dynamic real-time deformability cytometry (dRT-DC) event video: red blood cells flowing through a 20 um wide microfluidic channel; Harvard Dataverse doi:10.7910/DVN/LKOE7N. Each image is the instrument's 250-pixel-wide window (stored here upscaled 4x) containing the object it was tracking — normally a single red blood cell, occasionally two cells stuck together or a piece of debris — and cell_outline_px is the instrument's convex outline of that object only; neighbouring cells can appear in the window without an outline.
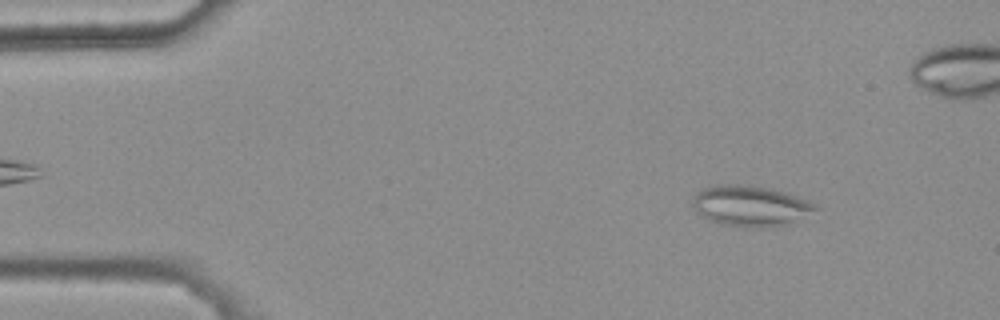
{"species": "common noctule bat (a hibernating species)", "species_latin": "Nyctalus noctula", "temperature_condition": "warm", "stored_images_in_passage": 45, "camera_frame_rate_fps": 3000, "um_per_image_px": 0.085, "animal": {"sex": "female", "body_mass_g": 25.1}, "frame": {"image": 1, "passage_image": 6, "time_ms": 1.667, "image_size_px": [1000, 320], "cell_outline_px": [[820, 208], [788, 220], [776, 224], [756, 228], [724, 224], [708, 220], [696, 212], [692, 204], [692, 196], [696, 192], [704, 188], [716, 184], [748, 184], [768, 188], [784, 192], [808, 200]], "centroid_in_image_um": [63.64, 17.45], "position_along_channel_um": 21.4, "area_um2": 28.26}}
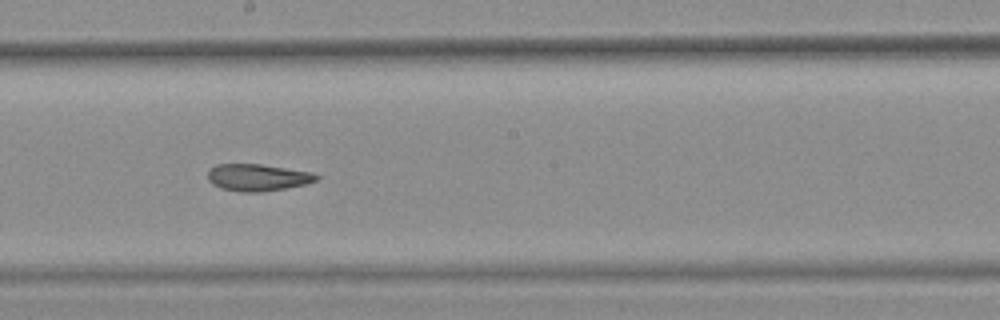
{"frame": {"image": 2, "passage_image": 29, "time_ms": 9.333, "image_size_px": [1000, 320], "cell_outline_px": [[320, 176], [316, 180], [308, 184], [260, 192], [244, 192], [220, 188], [212, 184], [208, 180], [208, 168], [216, 164], [260, 164], [312, 172]], "centroid_in_image_um": [21.87, 15.08], "position_along_channel_um": 226.3, "area_um2": 17.11}}
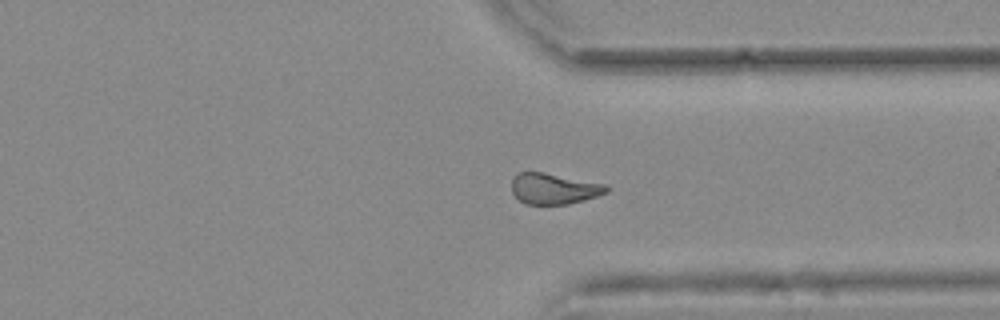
{"frame": {"image": 3, "passage_image": 40, "time_ms": 13.0, "image_size_px": [1000, 320], "cell_outline_px": [[608, 192], [584, 200], [568, 204], [524, 204], [512, 192], [512, 180], [520, 172], [544, 172], [604, 184], [608, 188]], "centroid_in_image_um": [47.07, 16.04], "position_along_channel_um": 364.3, "area_um2": 16.82}, "authors_computed_cell_mechanics": {"area_um2": 17.9758, "velocity_mm_per_s": 3.7603, "shape_relaxation_time_tau1_ms": null, "shape_relaxation_time_tau2_ms": 4.3411, "deformation_change_tau1": null, "deformation_change_tau2": 0.1243}}